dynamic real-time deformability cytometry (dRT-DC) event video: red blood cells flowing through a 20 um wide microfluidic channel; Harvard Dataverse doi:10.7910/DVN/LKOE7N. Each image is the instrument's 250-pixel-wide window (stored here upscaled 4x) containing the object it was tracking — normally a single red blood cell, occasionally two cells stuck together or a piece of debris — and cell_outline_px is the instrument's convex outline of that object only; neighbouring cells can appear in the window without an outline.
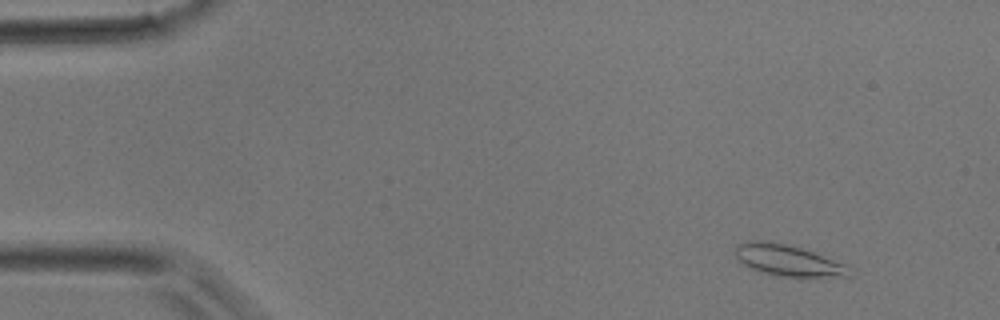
{"species": "common noctule bat (a hibernating species)", "species_latin": "Nyctalus noctula", "temperature_condition": "room temperature", "stored_images_in_passage": 39, "camera_frame_rate_fps": 3000, "um_per_image_px": 0.085, "animal": {"sex": "male", "body_mass_g": 17.9}, "frame": {"image": 1, "passage_image": 1, "time_ms": 0.0, "image_size_px": [1000, 320], "cell_outline_px": [[856, 272], [852, 276], [808, 280], [760, 272], [744, 264], [736, 256], [736, 244], [748, 240], [764, 240], [788, 244], [848, 264]], "centroid_in_image_um": [67.14, 22.18], "position_along_channel_um": 17.9, "area_um2": 21.73}}
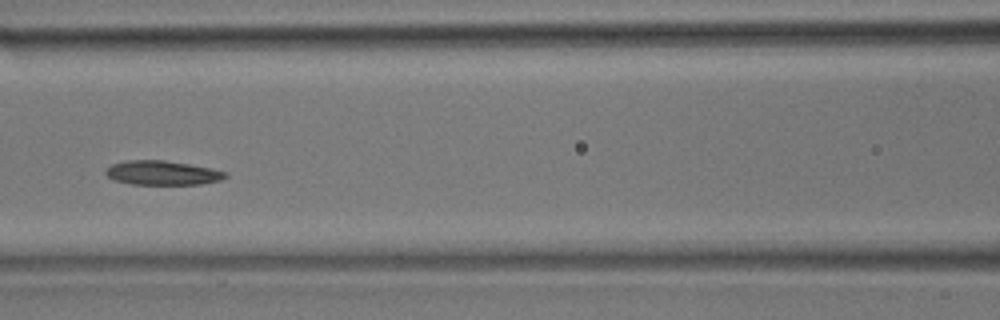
{"frame": {"image": 2, "passage_image": 15, "time_ms": 4.667, "image_size_px": [1000, 320], "cell_outline_px": [[228, 176], [220, 180], [200, 184], [132, 184], [116, 180], [108, 176], [104, 172], [112, 164], [128, 160], [164, 160], [212, 168], [228, 172]], "centroid_in_image_um": [13.84, 14.69], "position_along_channel_um": 152.8, "area_um2": 16.76}}
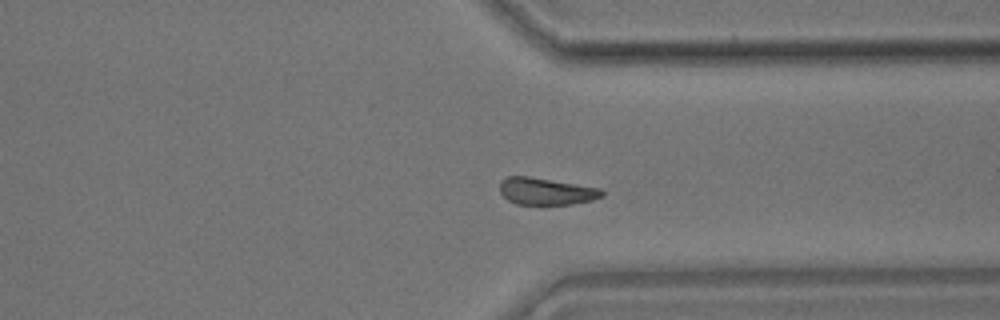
{"frame": {"image": 3, "passage_image": 28, "time_ms": 9.0, "image_size_px": [1000, 320], "cell_outline_px": [[604, 196], [592, 200], [572, 204], [516, 204], [508, 200], [500, 192], [500, 180], [508, 176], [528, 176], [600, 188], [604, 192]], "centroid_in_image_um": [46.41, 16.26], "position_along_channel_um": 365.0, "area_um2": 16.01}}